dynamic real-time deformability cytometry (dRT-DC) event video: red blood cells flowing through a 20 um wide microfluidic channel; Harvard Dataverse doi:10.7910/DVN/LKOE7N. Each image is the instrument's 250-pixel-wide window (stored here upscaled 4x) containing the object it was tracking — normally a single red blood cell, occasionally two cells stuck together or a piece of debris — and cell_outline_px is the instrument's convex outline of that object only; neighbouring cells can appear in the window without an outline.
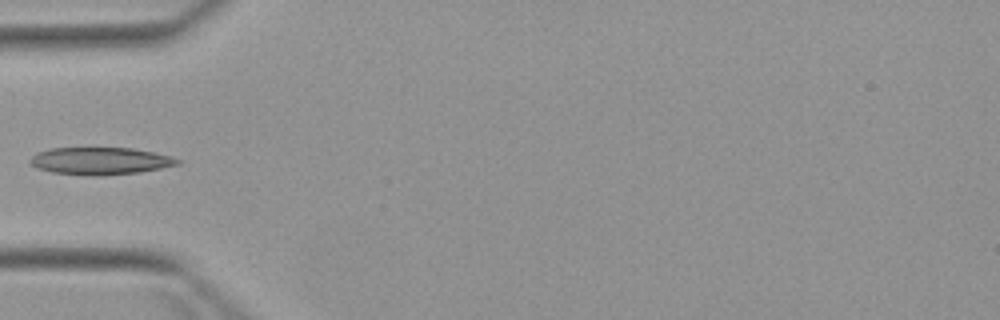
{"species": "Egyptian fruit bat (a non-hibernating species)", "species_latin": "Rousettus aegyptiacus", "temperature_condition": "warm", "stored_images_in_passage": 5, "camera_frame_rate_fps": 3000, "um_per_image_px": 0.085, "animal": {"sex": "female"}, "frame": {"image": 1, "passage_image": 4, "time_ms": 4.0, "image_size_px": [1000, 320], "cell_outline_px": [[180, 164], [140, 172], [100, 176], [92, 176], [52, 172], [36, 168], [28, 164], [28, 160], [36, 152], [52, 148], [132, 148], [172, 156], [180, 160]], "centroid_in_image_um": [8.48, 13.68], "position_along_channel_um": 76.5, "area_um2": 23.58}}
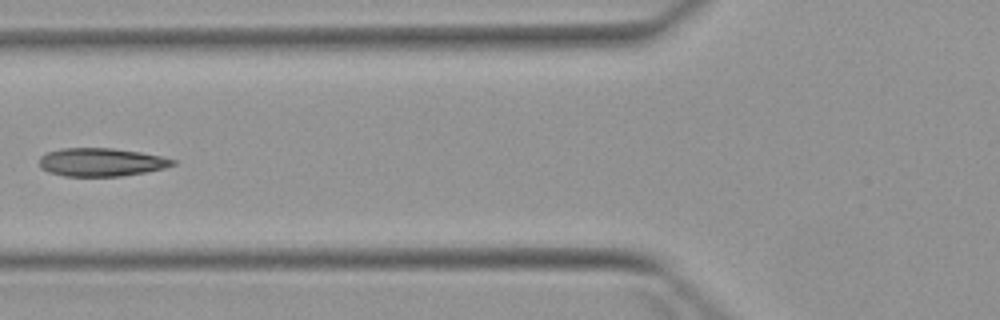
{"frame": {"image": 2, "passage_image": 5, "time_ms": 5.0, "image_size_px": [1000, 320], "cell_outline_px": [[176, 164], [164, 168], [144, 172], [120, 176], [64, 176], [48, 172], [40, 168], [40, 156], [48, 152], [60, 148], [112, 148], [140, 152], [160, 156], [176, 160]], "centroid_in_image_um": [8.58, 13.78], "position_along_channel_um": 117.2, "area_um2": 21.91}}